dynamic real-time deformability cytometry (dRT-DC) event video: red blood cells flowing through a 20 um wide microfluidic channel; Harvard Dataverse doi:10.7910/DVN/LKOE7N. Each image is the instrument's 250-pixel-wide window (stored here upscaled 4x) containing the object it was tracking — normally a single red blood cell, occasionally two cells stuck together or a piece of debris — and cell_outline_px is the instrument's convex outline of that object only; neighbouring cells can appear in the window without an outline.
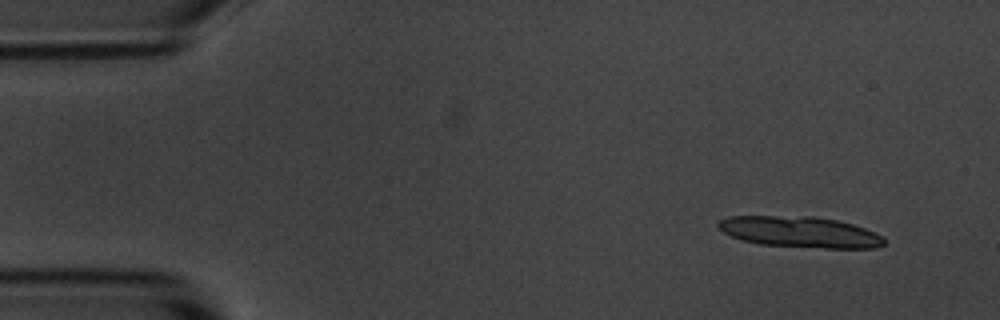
{"species": "common noctule bat (a hibernating species)", "species_latin": "Nyctalus noctula", "temperature_condition": "room temperature", "stored_images_in_passage": 8, "camera_frame_rate_fps": 3000, "um_per_image_px": 0.085, "animal": {"sex": "male", "body_mass_g": 20.1, "forearm_length_mm": 53.5}, "frame": {"image": 1, "passage_image": 1, "time_ms": 0.0, "image_size_px": [1000, 320], "cell_outline_px": [[884, 244], [876, 248], [824, 248], [760, 244], [744, 240], [732, 236], [724, 232], [716, 224], [720, 220], [728, 216], [812, 216], [836, 220], [852, 224], [864, 228], [884, 236]], "centroid_in_image_um": [68.02, 19.71], "position_along_channel_um": 17.0, "area_um2": 29.77}}
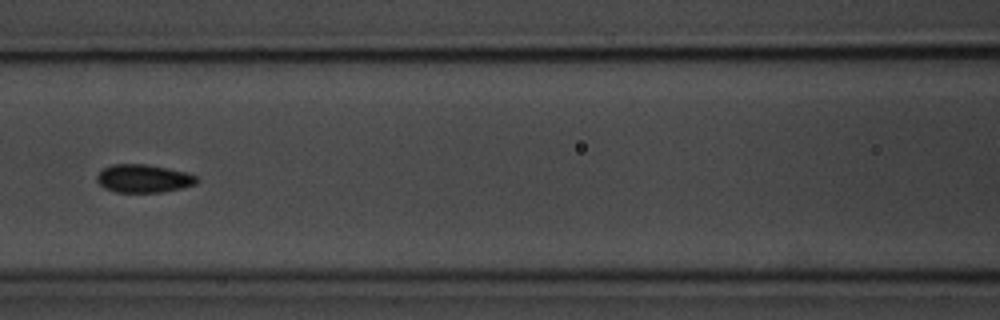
{"frame": {"image": 2, "passage_image": 7, "time_ms": 6.667, "image_size_px": [1000, 320], "cell_outline_px": [[200, 180], [196, 184], [164, 192], [116, 192], [104, 188], [96, 180], [96, 176], [104, 168], [112, 164], [148, 164], [168, 168], [184, 172], [196, 176]], "centroid_in_image_um": [12.2, 15.17], "position_along_channel_um": 154.4, "area_um2": 16.36}}
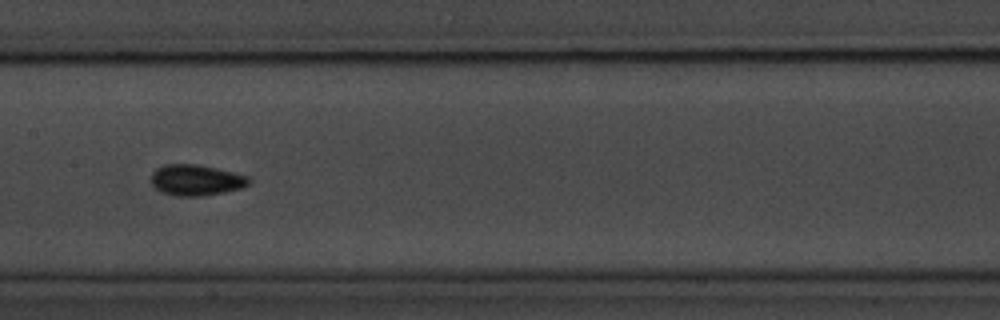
{"frame": {"image": 3, "passage_image": 8, "time_ms": 7.667, "image_size_px": [1000, 320], "cell_outline_px": [[252, 180], [244, 188], [224, 192], [200, 196], [176, 196], [160, 192], [152, 184], [152, 172], [156, 168], [164, 164], [200, 164], [248, 176]], "centroid_in_image_um": [16.67, 15.3], "position_along_channel_um": 190.7, "area_um2": 17.74}}